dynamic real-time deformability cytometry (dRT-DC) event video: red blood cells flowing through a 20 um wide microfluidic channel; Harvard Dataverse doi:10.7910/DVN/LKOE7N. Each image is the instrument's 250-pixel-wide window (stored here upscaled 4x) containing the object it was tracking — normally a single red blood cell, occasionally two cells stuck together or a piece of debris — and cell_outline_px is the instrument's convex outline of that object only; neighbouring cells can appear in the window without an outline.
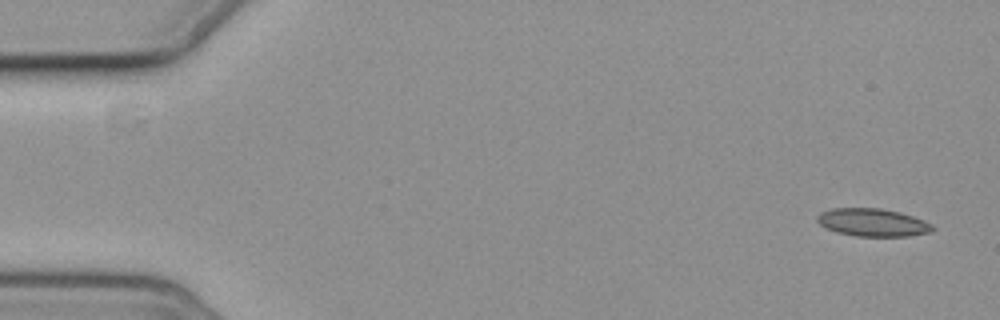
{"species": "common noctule bat (a hibernating species)", "species_latin": "Nyctalus noctula", "temperature_condition": "cold", "stored_images_in_passage": 5, "camera_frame_rate_fps": 3000, "um_per_image_px": 0.085, "animal": {"sex": "female", "body_mass_g": 19.3, "forearm_length_mm": 54.1}, "frame": {"image": 1, "passage_image": 1, "time_ms": 0.0, "image_size_px": [1000, 320], "cell_outline_px": [[936, 228], [932, 232], [908, 236], [856, 236], [836, 232], [820, 224], [816, 220], [816, 216], [820, 212], [832, 208], [880, 208], [900, 212], [924, 220], [932, 224]], "centroid_in_image_um": [74.19, 18.9], "position_along_channel_um": 10.8, "area_um2": 18.79}}
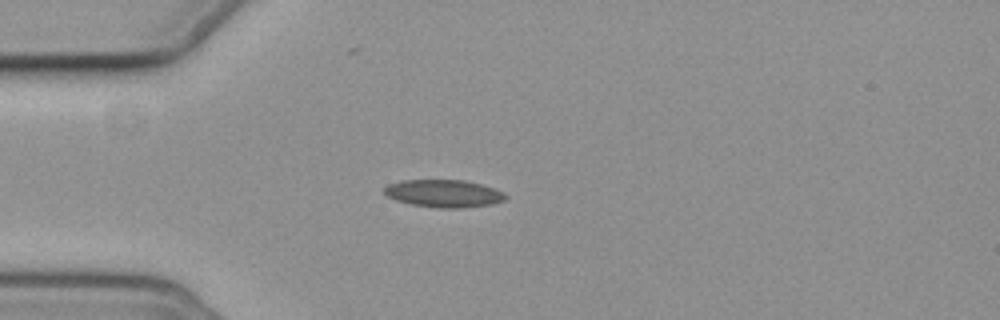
{"frame": {"image": 2, "passage_image": 5, "time_ms": 4.333, "image_size_px": [1000, 320], "cell_outline_px": [[508, 196], [504, 200], [492, 204], [464, 208], [440, 208], [412, 204], [396, 200], [388, 196], [384, 192], [384, 188], [388, 184], [400, 180], [464, 180], [480, 184], [504, 192]], "centroid_in_image_um": [37.73, 16.44], "position_along_channel_um": 47.3, "area_um2": 19.42}}